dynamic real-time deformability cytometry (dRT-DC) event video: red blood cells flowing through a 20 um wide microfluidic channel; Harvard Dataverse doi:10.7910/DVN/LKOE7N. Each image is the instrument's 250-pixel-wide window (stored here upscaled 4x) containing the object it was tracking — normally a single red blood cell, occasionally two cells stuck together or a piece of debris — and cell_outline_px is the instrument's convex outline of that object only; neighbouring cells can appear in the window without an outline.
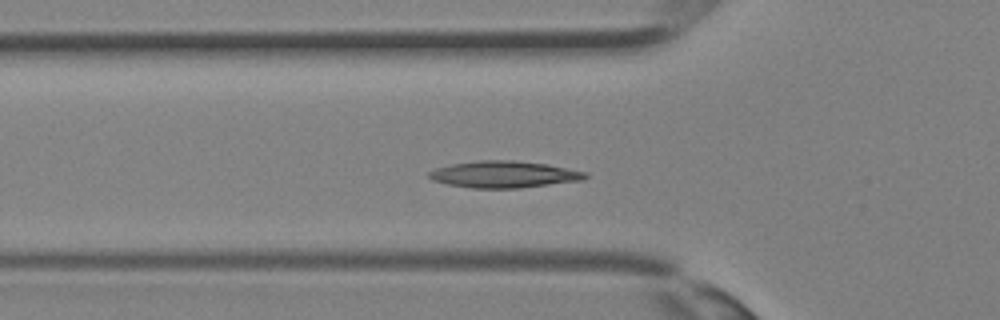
{"species": "Egyptian fruit bat (a non-hibernating species)", "species_latin": "Rousettus aegyptiacus", "temperature_condition": "room temperature", "stored_images_in_passage": 35, "segment_of_instrument_passage": [1, 2], "camera_frame_rate_fps": 3000, "um_per_image_px": 0.085, "animal": {"sex": "female"}, "frame": {"image": 1, "passage_image": 11, "time_ms": 3.333, "image_size_px": [1000, 320], "cell_outline_px": [[588, 176], [584, 180], [520, 188], [472, 188], [448, 184], [432, 180], [428, 176], [428, 172], [436, 168], [452, 164], [480, 160], [512, 160], [544, 164], [588, 172]], "centroid_in_image_um": [42.84, 14.83], "position_along_channel_um": 83.0, "area_um2": 24.22}}
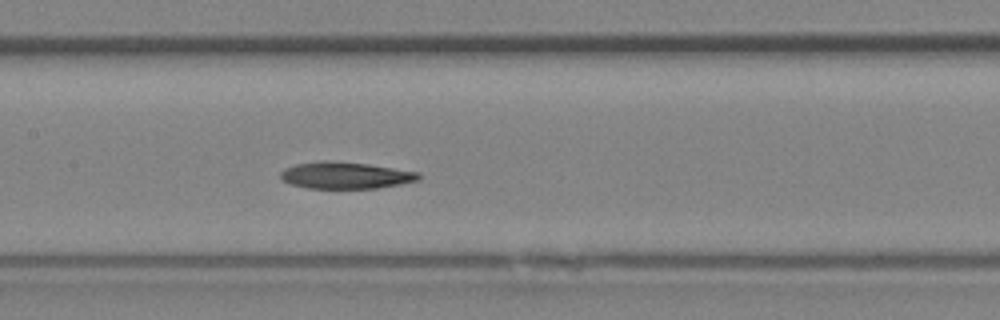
{"frame": {"image": 2, "passage_image": 16, "time_ms": 5.0, "image_size_px": [1000, 320], "cell_outline_px": [[420, 180], [400, 184], [376, 188], [308, 188], [292, 184], [280, 180], [280, 172], [284, 168], [296, 164], [324, 160], [368, 164], [420, 172]], "centroid_in_image_um": [29.36, 14.9], "position_along_channel_um": 178.0, "area_um2": 21.5}}
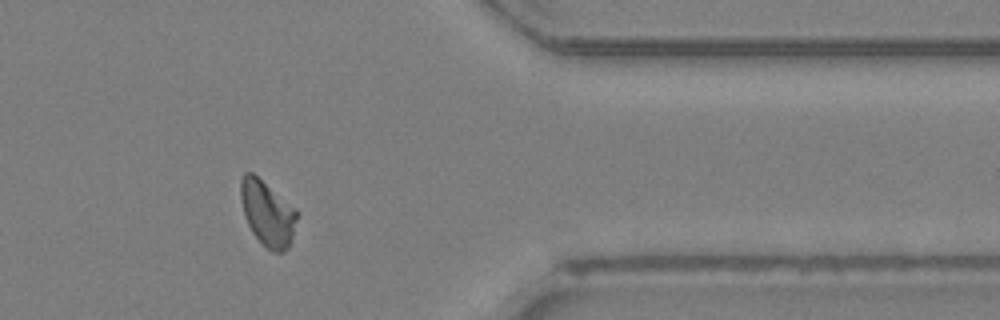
{"frame": {"image": 3, "passage_image": 28, "time_ms": 9.0, "image_size_px": [1000, 320], "cell_outline_px": [[300, 212], [288, 248], [284, 252], [272, 252], [252, 232], [244, 216], [240, 196], [240, 180], [244, 172], [252, 172], [296, 208]], "centroid_in_image_um": [22.74, 18.11], "position_along_channel_um": 388.7, "area_um2": 21.39}}